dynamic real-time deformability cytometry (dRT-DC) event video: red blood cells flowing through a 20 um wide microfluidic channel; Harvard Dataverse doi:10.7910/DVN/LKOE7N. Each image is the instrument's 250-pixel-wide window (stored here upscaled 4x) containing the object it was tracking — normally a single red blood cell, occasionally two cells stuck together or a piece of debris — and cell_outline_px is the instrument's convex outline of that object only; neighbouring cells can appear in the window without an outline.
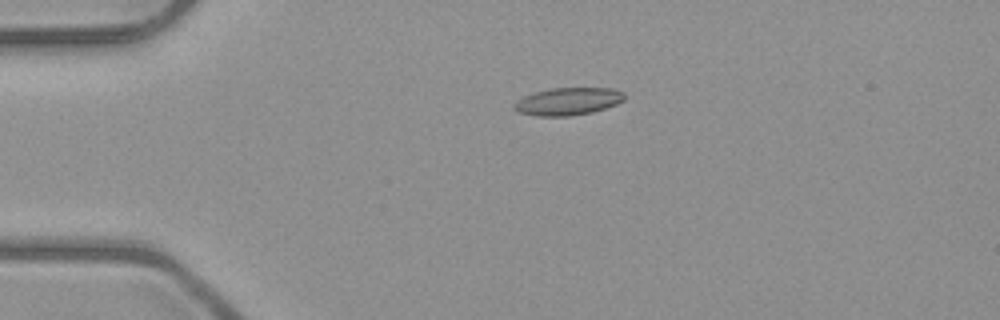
{"species": "common noctule bat (a hibernating species)", "species_latin": "Nyctalus noctula", "temperature_condition": "room temperature", "stored_images_in_passage": 4, "camera_frame_rate_fps": 3000, "um_per_image_px": 0.085, "animal": {"sex": "male", "body_mass_g": 23.1, "forearm_length_mm": 52.7}, "frame": {"image": 1, "passage_image": 3, "time_ms": 3.333, "image_size_px": [1000, 320], "cell_outline_px": [[624, 100], [616, 104], [592, 112], [568, 116], [536, 116], [520, 112], [512, 108], [512, 104], [516, 100], [524, 96], [536, 92], [552, 88], [612, 88], [624, 92]], "centroid_in_image_um": [48.25, 8.62], "position_along_channel_um": 36.7, "area_um2": 17.63}}